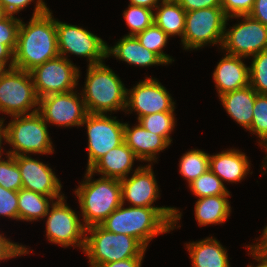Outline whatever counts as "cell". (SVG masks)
<instances>
[{
	"label": "cell",
	"mask_w": 267,
	"mask_h": 267,
	"mask_svg": "<svg viewBox=\"0 0 267 267\" xmlns=\"http://www.w3.org/2000/svg\"><path fill=\"white\" fill-rule=\"evenodd\" d=\"M35 2L30 21L20 22L14 51V67L28 72L59 56L56 19L43 0Z\"/></svg>",
	"instance_id": "1"
},
{
	"label": "cell",
	"mask_w": 267,
	"mask_h": 267,
	"mask_svg": "<svg viewBox=\"0 0 267 267\" xmlns=\"http://www.w3.org/2000/svg\"><path fill=\"white\" fill-rule=\"evenodd\" d=\"M182 213L174 207H133L121 204L100 225L113 233L137 239L146 249L157 235L176 229ZM177 225V226H176Z\"/></svg>",
	"instance_id": "2"
},
{
	"label": "cell",
	"mask_w": 267,
	"mask_h": 267,
	"mask_svg": "<svg viewBox=\"0 0 267 267\" xmlns=\"http://www.w3.org/2000/svg\"><path fill=\"white\" fill-rule=\"evenodd\" d=\"M85 84L81 95L87 112L107 114L124 111L126 108L127 88L120 77L104 62L87 65Z\"/></svg>",
	"instance_id": "3"
},
{
	"label": "cell",
	"mask_w": 267,
	"mask_h": 267,
	"mask_svg": "<svg viewBox=\"0 0 267 267\" xmlns=\"http://www.w3.org/2000/svg\"><path fill=\"white\" fill-rule=\"evenodd\" d=\"M86 169L84 179L75 189L85 228L100 225L122 204L120 180L100 177Z\"/></svg>",
	"instance_id": "4"
},
{
	"label": "cell",
	"mask_w": 267,
	"mask_h": 267,
	"mask_svg": "<svg viewBox=\"0 0 267 267\" xmlns=\"http://www.w3.org/2000/svg\"><path fill=\"white\" fill-rule=\"evenodd\" d=\"M11 117L12 120L7 125H4V117L0 118L4 126V141L12 147L6 151L8 154L12 156L53 154L54 148L48 124L38 112Z\"/></svg>",
	"instance_id": "5"
},
{
	"label": "cell",
	"mask_w": 267,
	"mask_h": 267,
	"mask_svg": "<svg viewBox=\"0 0 267 267\" xmlns=\"http://www.w3.org/2000/svg\"><path fill=\"white\" fill-rule=\"evenodd\" d=\"M146 248L134 237L113 233L101 225L86 228L83 252L90 267L133 257H144Z\"/></svg>",
	"instance_id": "6"
},
{
	"label": "cell",
	"mask_w": 267,
	"mask_h": 267,
	"mask_svg": "<svg viewBox=\"0 0 267 267\" xmlns=\"http://www.w3.org/2000/svg\"><path fill=\"white\" fill-rule=\"evenodd\" d=\"M38 106L30 72L15 67L4 69L0 74V112L10 117L29 115L38 112Z\"/></svg>",
	"instance_id": "7"
},
{
	"label": "cell",
	"mask_w": 267,
	"mask_h": 267,
	"mask_svg": "<svg viewBox=\"0 0 267 267\" xmlns=\"http://www.w3.org/2000/svg\"><path fill=\"white\" fill-rule=\"evenodd\" d=\"M227 16L222 7L188 11L181 40L183 50H198L204 46H222Z\"/></svg>",
	"instance_id": "8"
},
{
	"label": "cell",
	"mask_w": 267,
	"mask_h": 267,
	"mask_svg": "<svg viewBox=\"0 0 267 267\" xmlns=\"http://www.w3.org/2000/svg\"><path fill=\"white\" fill-rule=\"evenodd\" d=\"M59 56L69 59V55L87 58L88 66L104 62L108 44L91 31L77 25L56 19Z\"/></svg>",
	"instance_id": "9"
},
{
	"label": "cell",
	"mask_w": 267,
	"mask_h": 267,
	"mask_svg": "<svg viewBox=\"0 0 267 267\" xmlns=\"http://www.w3.org/2000/svg\"><path fill=\"white\" fill-rule=\"evenodd\" d=\"M65 196L54 201L45 215L46 238L49 242L61 247H79L82 251L85 245L86 228L78 218ZM51 208V209H50Z\"/></svg>",
	"instance_id": "10"
},
{
	"label": "cell",
	"mask_w": 267,
	"mask_h": 267,
	"mask_svg": "<svg viewBox=\"0 0 267 267\" xmlns=\"http://www.w3.org/2000/svg\"><path fill=\"white\" fill-rule=\"evenodd\" d=\"M231 18H241V22L226 29ZM227 18L221 49L227 54L250 58L261 51L267 50V27L250 15Z\"/></svg>",
	"instance_id": "11"
},
{
	"label": "cell",
	"mask_w": 267,
	"mask_h": 267,
	"mask_svg": "<svg viewBox=\"0 0 267 267\" xmlns=\"http://www.w3.org/2000/svg\"><path fill=\"white\" fill-rule=\"evenodd\" d=\"M29 72L39 98L76 90L81 76L76 64L62 56L48 60Z\"/></svg>",
	"instance_id": "12"
},
{
	"label": "cell",
	"mask_w": 267,
	"mask_h": 267,
	"mask_svg": "<svg viewBox=\"0 0 267 267\" xmlns=\"http://www.w3.org/2000/svg\"><path fill=\"white\" fill-rule=\"evenodd\" d=\"M87 129V170L109 150L124 143V126L116 117L88 113L82 123Z\"/></svg>",
	"instance_id": "13"
},
{
	"label": "cell",
	"mask_w": 267,
	"mask_h": 267,
	"mask_svg": "<svg viewBox=\"0 0 267 267\" xmlns=\"http://www.w3.org/2000/svg\"><path fill=\"white\" fill-rule=\"evenodd\" d=\"M80 95L81 92L73 90L39 98L38 113L47 124L58 127H80L88 114Z\"/></svg>",
	"instance_id": "14"
},
{
	"label": "cell",
	"mask_w": 267,
	"mask_h": 267,
	"mask_svg": "<svg viewBox=\"0 0 267 267\" xmlns=\"http://www.w3.org/2000/svg\"><path fill=\"white\" fill-rule=\"evenodd\" d=\"M175 101L169 91L152 77H145L133 88L127 89L125 113L136 112L141 117L166 111H175Z\"/></svg>",
	"instance_id": "15"
},
{
	"label": "cell",
	"mask_w": 267,
	"mask_h": 267,
	"mask_svg": "<svg viewBox=\"0 0 267 267\" xmlns=\"http://www.w3.org/2000/svg\"><path fill=\"white\" fill-rule=\"evenodd\" d=\"M15 160L21 173L22 188L51 196L54 200L64 196L61 182L48 164L29 155L15 156Z\"/></svg>",
	"instance_id": "16"
},
{
	"label": "cell",
	"mask_w": 267,
	"mask_h": 267,
	"mask_svg": "<svg viewBox=\"0 0 267 267\" xmlns=\"http://www.w3.org/2000/svg\"><path fill=\"white\" fill-rule=\"evenodd\" d=\"M122 204L129 202L133 207H156L160 190L155 178L152 164L138 166L131 177L120 180Z\"/></svg>",
	"instance_id": "17"
},
{
	"label": "cell",
	"mask_w": 267,
	"mask_h": 267,
	"mask_svg": "<svg viewBox=\"0 0 267 267\" xmlns=\"http://www.w3.org/2000/svg\"><path fill=\"white\" fill-rule=\"evenodd\" d=\"M129 125L126 122L124 126V142L141 162L153 164L158 158L156 156L170 146L162 136L147 131L139 122L133 127Z\"/></svg>",
	"instance_id": "18"
},
{
	"label": "cell",
	"mask_w": 267,
	"mask_h": 267,
	"mask_svg": "<svg viewBox=\"0 0 267 267\" xmlns=\"http://www.w3.org/2000/svg\"><path fill=\"white\" fill-rule=\"evenodd\" d=\"M222 58L213 72L218 95L248 86L249 67L243 62L244 57L225 53Z\"/></svg>",
	"instance_id": "19"
},
{
	"label": "cell",
	"mask_w": 267,
	"mask_h": 267,
	"mask_svg": "<svg viewBox=\"0 0 267 267\" xmlns=\"http://www.w3.org/2000/svg\"><path fill=\"white\" fill-rule=\"evenodd\" d=\"M140 159L124 142L100 157L88 170L101 177L122 180L129 176L133 169L134 161Z\"/></svg>",
	"instance_id": "20"
},
{
	"label": "cell",
	"mask_w": 267,
	"mask_h": 267,
	"mask_svg": "<svg viewBox=\"0 0 267 267\" xmlns=\"http://www.w3.org/2000/svg\"><path fill=\"white\" fill-rule=\"evenodd\" d=\"M250 164L246 154L235 148L222 150L209 158V169L222 182L228 183H240L250 172Z\"/></svg>",
	"instance_id": "21"
},
{
	"label": "cell",
	"mask_w": 267,
	"mask_h": 267,
	"mask_svg": "<svg viewBox=\"0 0 267 267\" xmlns=\"http://www.w3.org/2000/svg\"><path fill=\"white\" fill-rule=\"evenodd\" d=\"M107 56L139 67L166 65L157 54L143 47L134 35H125L113 47L108 46Z\"/></svg>",
	"instance_id": "22"
},
{
	"label": "cell",
	"mask_w": 267,
	"mask_h": 267,
	"mask_svg": "<svg viewBox=\"0 0 267 267\" xmlns=\"http://www.w3.org/2000/svg\"><path fill=\"white\" fill-rule=\"evenodd\" d=\"M258 93L250 86L226 92L219 96L226 113L244 129L252 124L253 107Z\"/></svg>",
	"instance_id": "23"
},
{
	"label": "cell",
	"mask_w": 267,
	"mask_h": 267,
	"mask_svg": "<svg viewBox=\"0 0 267 267\" xmlns=\"http://www.w3.org/2000/svg\"><path fill=\"white\" fill-rule=\"evenodd\" d=\"M185 244L192 267H230L227 249L212 236Z\"/></svg>",
	"instance_id": "24"
},
{
	"label": "cell",
	"mask_w": 267,
	"mask_h": 267,
	"mask_svg": "<svg viewBox=\"0 0 267 267\" xmlns=\"http://www.w3.org/2000/svg\"><path fill=\"white\" fill-rule=\"evenodd\" d=\"M215 195L199 198L195 203V219L199 226L224 224L231 214L228 197Z\"/></svg>",
	"instance_id": "25"
},
{
	"label": "cell",
	"mask_w": 267,
	"mask_h": 267,
	"mask_svg": "<svg viewBox=\"0 0 267 267\" xmlns=\"http://www.w3.org/2000/svg\"><path fill=\"white\" fill-rule=\"evenodd\" d=\"M186 11L177 0H162L154 9V23L169 37L179 36L182 40L185 30Z\"/></svg>",
	"instance_id": "26"
},
{
	"label": "cell",
	"mask_w": 267,
	"mask_h": 267,
	"mask_svg": "<svg viewBox=\"0 0 267 267\" xmlns=\"http://www.w3.org/2000/svg\"><path fill=\"white\" fill-rule=\"evenodd\" d=\"M54 201L51 196L21 188L18 191L19 220L34 222L45 219V215Z\"/></svg>",
	"instance_id": "27"
},
{
	"label": "cell",
	"mask_w": 267,
	"mask_h": 267,
	"mask_svg": "<svg viewBox=\"0 0 267 267\" xmlns=\"http://www.w3.org/2000/svg\"><path fill=\"white\" fill-rule=\"evenodd\" d=\"M210 154L200 150L191 149L181 156L179 173L190 184L209 169Z\"/></svg>",
	"instance_id": "28"
},
{
	"label": "cell",
	"mask_w": 267,
	"mask_h": 267,
	"mask_svg": "<svg viewBox=\"0 0 267 267\" xmlns=\"http://www.w3.org/2000/svg\"><path fill=\"white\" fill-rule=\"evenodd\" d=\"M135 36L143 47L157 54L166 63V65L174 61L170 55L163 52V49L170 38L155 23L146 28L144 31L137 33Z\"/></svg>",
	"instance_id": "29"
},
{
	"label": "cell",
	"mask_w": 267,
	"mask_h": 267,
	"mask_svg": "<svg viewBox=\"0 0 267 267\" xmlns=\"http://www.w3.org/2000/svg\"><path fill=\"white\" fill-rule=\"evenodd\" d=\"M175 120L174 111H166L143 116L137 122L147 131L162 136L171 145L173 139L170 134L176 126Z\"/></svg>",
	"instance_id": "30"
},
{
	"label": "cell",
	"mask_w": 267,
	"mask_h": 267,
	"mask_svg": "<svg viewBox=\"0 0 267 267\" xmlns=\"http://www.w3.org/2000/svg\"><path fill=\"white\" fill-rule=\"evenodd\" d=\"M190 191L198 199L215 195H230L222 180L210 169L188 185Z\"/></svg>",
	"instance_id": "31"
},
{
	"label": "cell",
	"mask_w": 267,
	"mask_h": 267,
	"mask_svg": "<svg viewBox=\"0 0 267 267\" xmlns=\"http://www.w3.org/2000/svg\"><path fill=\"white\" fill-rule=\"evenodd\" d=\"M257 135L259 146L267 150V95L257 94L253 107V119L247 130Z\"/></svg>",
	"instance_id": "32"
},
{
	"label": "cell",
	"mask_w": 267,
	"mask_h": 267,
	"mask_svg": "<svg viewBox=\"0 0 267 267\" xmlns=\"http://www.w3.org/2000/svg\"><path fill=\"white\" fill-rule=\"evenodd\" d=\"M123 17L130 29L128 35H136L154 23V10L140 6L128 5Z\"/></svg>",
	"instance_id": "33"
},
{
	"label": "cell",
	"mask_w": 267,
	"mask_h": 267,
	"mask_svg": "<svg viewBox=\"0 0 267 267\" xmlns=\"http://www.w3.org/2000/svg\"><path fill=\"white\" fill-rule=\"evenodd\" d=\"M249 85L260 95H267V50L252 56Z\"/></svg>",
	"instance_id": "34"
},
{
	"label": "cell",
	"mask_w": 267,
	"mask_h": 267,
	"mask_svg": "<svg viewBox=\"0 0 267 267\" xmlns=\"http://www.w3.org/2000/svg\"><path fill=\"white\" fill-rule=\"evenodd\" d=\"M5 154L6 160L2 158L3 155L0 156V185L8 190L19 191L22 188V178L15 156Z\"/></svg>",
	"instance_id": "35"
},
{
	"label": "cell",
	"mask_w": 267,
	"mask_h": 267,
	"mask_svg": "<svg viewBox=\"0 0 267 267\" xmlns=\"http://www.w3.org/2000/svg\"><path fill=\"white\" fill-rule=\"evenodd\" d=\"M21 19L15 15H8L0 22V41L6 45L13 53L16 49L18 30Z\"/></svg>",
	"instance_id": "36"
},
{
	"label": "cell",
	"mask_w": 267,
	"mask_h": 267,
	"mask_svg": "<svg viewBox=\"0 0 267 267\" xmlns=\"http://www.w3.org/2000/svg\"><path fill=\"white\" fill-rule=\"evenodd\" d=\"M0 216L19 220L18 191L5 189L0 185Z\"/></svg>",
	"instance_id": "37"
},
{
	"label": "cell",
	"mask_w": 267,
	"mask_h": 267,
	"mask_svg": "<svg viewBox=\"0 0 267 267\" xmlns=\"http://www.w3.org/2000/svg\"><path fill=\"white\" fill-rule=\"evenodd\" d=\"M255 0H221V7L227 18L249 15L254 7Z\"/></svg>",
	"instance_id": "38"
},
{
	"label": "cell",
	"mask_w": 267,
	"mask_h": 267,
	"mask_svg": "<svg viewBox=\"0 0 267 267\" xmlns=\"http://www.w3.org/2000/svg\"><path fill=\"white\" fill-rule=\"evenodd\" d=\"M29 252H31L29 248L22 244L20 245L18 242H12L7 237H4V234L0 233V262L29 254Z\"/></svg>",
	"instance_id": "39"
},
{
	"label": "cell",
	"mask_w": 267,
	"mask_h": 267,
	"mask_svg": "<svg viewBox=\"0 0 267 267\" xmlns=\"http://www.w3.org/2000/svg\"><path fill=\"white\" fill-rule=\"evenodd\" d=\"M186 11H194L202 8L221 7V0H177Z\"/></svg>",
	"instance_id": "40"
},
{
	"label": "cell",
	"mask_w": 267,
	"mask_h": 267,
	"mask_svg": "<svg viewBox=\"0 0 267 267\" xmlns=\"http://www.w3.org/2000/svg\"><path fill=\"white\" fill-rule=\"evenodd\" d=\"M32 1L34 2L35 0H0V4L9 15H16L19 11L25 9Z\"/></svg>",
	"instance_id": "41"
},
{
	"label": "cell",
	"mask_w": 267,
	"mask_h": 267,
	"mask_svg": "<svg viewBox=\"0 0 267 267\" xmlns=\"http://www.w3.org/2000/svg\"><path fill=\"white\" fill-rule=\"evenodd\" d=\"M249 15L267 27V0H255Z\"/></svg>",
	"instance_id": "42"
},
{
	"label": "cell",
	"mask_w": 267,
	"mask_h": 267,
	"mask_svg": "<svg viewBox=\"0 0 267 267\" xmlns=\"http://www.w3.org/2000/svg\"><path fill=\"white\" fill-rule=\"evenodd\" d=\"M144 257H133L98 265L97 267H141Z\"/></svg>",
	"instance_id": "43"
},
{
	"label": "cell",
	"mask_w": 267,
	"mask_h": 267,
	"mask_svg": "<svg viewBox=\"0 0 267 267\" xmlns=\"http://www.w3.org/2000/svg\"><path fill=\"white\" fill-rule=\"evenodd\" d=\"M252 245L247 246L246 248L249 250L250 253L255 254H267V226L264 227L260 238Z\"/></svg>",
	"instance_id": "44"
},
{
	"label": "cell",
	"mask_w": 267,
	"mask_h": 267,
	"mask_svg": "<svg viewBox=\"0 0 267 267\" xmlns=\"http://www.w3.org/2000/svg\"><path fill=\"white\" fill-rule=\"evenodd\" d=\"M10 62V63H9ZM0 65L4 68L14 67V53L0 41Z\"/></svg>",
	"instance_id": "45"
},
{
	"label": "cell",
	"mask_w": 267,
	"mask_h": 267,
	"mask_svg": "<svg viewBox=\"0 0 267 267\" xmlns=\"http://www.w3.org/2000/svg\"><path fill=\"white\" fill-rule=\"evenodd\" d=\"M129 1L130 5L145 7L154 10L162 0H129Z\"/></svg>",
	"instance_id": "46"
},
{
	"label": "cell",
	"mask_w": 267,
	"mask_h": 267,
	"mask_svg": "<svg viewBox=\"0 0 267 267\" xmlns=\"http://www.w3.org/2000/svg\"><path fill=\"white\" fill-rule=\"evenodd\" d=\"M252 255L253 259L257 260L258 265L252 266V263L247 267H267V254H255V253H248V255Z\"/></svg>",
	"instance_id": "47"
},
{
	"label": "cell",
	"mask_w": 267,
	"mask_h": 267,
	"mask_svg": "<svg viewBox=\"0 0 267 267\" xmlns=\"http://www.w3.org/2000/svg\"><path fill=\"white\" fill-rule=\"evenodd\" d=\"M4 139V126H3V123L0 121V156L3 155L4 151L3 150L4 148H2V142H3Z\"/></svg>",
	"instance_id": "48"
},
{
	"label": "cell",
	"mask_w": 267,
	"mask_h": 267,
	"mask_svg": "<svg viewBox=\"0 0 267 267\" xmlns=\"http://www.w3.org/2000/svg\"><path fill=\"white\" fill-rule=\"evenodd\" d=\"M9 14L5 11L4 7L0 4V22L4 20Z\"/></svg>",
	"instance_id": "49"
},
{
	"label": "cell",
	"mask_w": 267,
	"mask_h": 267,
	"mask_svg": "<svg viewBox=\"0 0 267 267\" xmlns=\"http://www.w3.org/2000/svg\"><path fill=\"white\" fill-rule=\"evenodd\" d=\"M266 152V156H265V158H264V160H263V162H262V170H264L265 172H266V169H267V150L265 151Z\"/></svg>",
	"instance_id": "50"
},
{
	"label": "cell",
	"mask_w": 267,
	"mask_h": 267,
	"mask_svg": "<svg viewBox=\"0 0 267 267\" xmlns=\"http://www.w3.org/2000/svg\"><path fill=\"white\" fill-rule=\"evenodd\" d=\"M4 70V68L0 65V74Z\"/></svg>",
	"instance_id": "51"
}]
</instances>
